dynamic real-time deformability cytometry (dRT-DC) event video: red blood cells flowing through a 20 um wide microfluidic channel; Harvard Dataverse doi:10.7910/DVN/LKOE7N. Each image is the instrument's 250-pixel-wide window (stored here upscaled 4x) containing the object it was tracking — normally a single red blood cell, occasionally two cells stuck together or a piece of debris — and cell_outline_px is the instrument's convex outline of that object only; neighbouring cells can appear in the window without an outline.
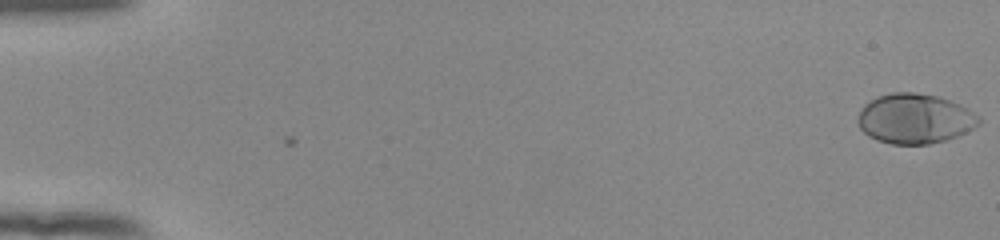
{"species": "human", "species_latin": "Homo sapiens", "temperature_condition": "room temperature", "stored_images_in_passage": 54, "camera_frame_rate_fps": 3000, "um_per_image_px": 0.085, "donor": {"sex": "female"}, "frame": {"image": 1, "passage_image": 1, "time_ms": 0.0, "image_size_px": [1000, 240], "cell_outline_px": [[980, 124], [956, 136], [944, 140], [928, 144], [892, 144], [876, 140], [868, 136], [860, 128], [856, 120], [864, 104], [876, 96], [892, 92], [916, 92], [936, 96], [948, 100], [968, 108], [980, 116]], "centroid_in_image_um": [77.73, 10.08], "position_along_channel_um": 7.3, "area_um2": 35.2}}
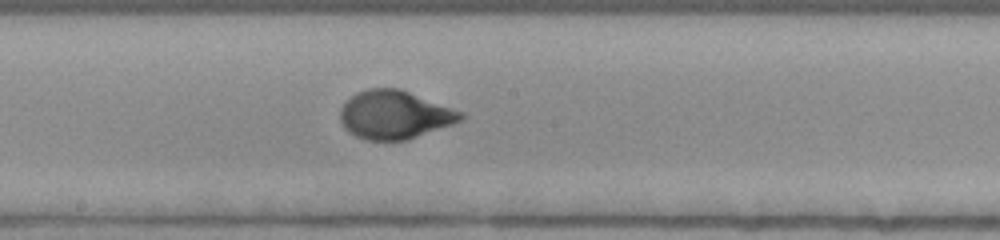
{"frame": {"image": 2, "passage_image": 31, "time_ms": 10.0, "image_size_px": [1000, 240], "cell_outline_px": [[464, 116], [460, 120], [452, 124], [408, 140], [364, 140], [348, 132], [344, 128], [340, 120], [340, 108], [356, 92], [368, 88], [400, 88], [464, 112]], "centroid_in_image_um": [33.52, 9.75], "position_along_channel_um": 214.7, "area_um2": 34.04}}
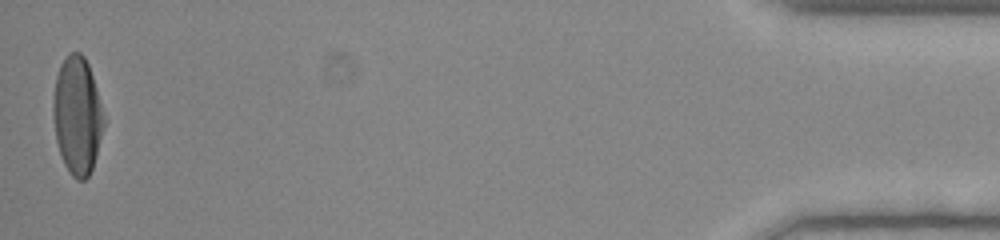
{"frame": {"image": 3, "passage_image": 54, "time_ms": 17.667, "image_size_px": [1000, 240], "cell_outline_px": [[104, 124], [92, 168], [88, 176], [84, 180], [76, 180], [68, 172], [64, 164], [56, 140], [52, 112], [52, 104], [56, 76], [60, 64], [72, 52], [80, 52], [84, 56], [88, 64], [96, 88], [104, 116]], "centroid_in_image_um": [6.54, 9.83], "position_along_channel_um": 428.7, "area_um2": 34.39}, "authors_computed_cell_mechanics": {"area_um2": 33.8419, "velocity_mm_per_s": 3.896, "shape_relaxation_time_tau1_ms": 2.8951, "shape_relaxation_time_tau2_ms": null, "deformation_change_tau1": 0.1995, "deformation_change_tau2": null}}